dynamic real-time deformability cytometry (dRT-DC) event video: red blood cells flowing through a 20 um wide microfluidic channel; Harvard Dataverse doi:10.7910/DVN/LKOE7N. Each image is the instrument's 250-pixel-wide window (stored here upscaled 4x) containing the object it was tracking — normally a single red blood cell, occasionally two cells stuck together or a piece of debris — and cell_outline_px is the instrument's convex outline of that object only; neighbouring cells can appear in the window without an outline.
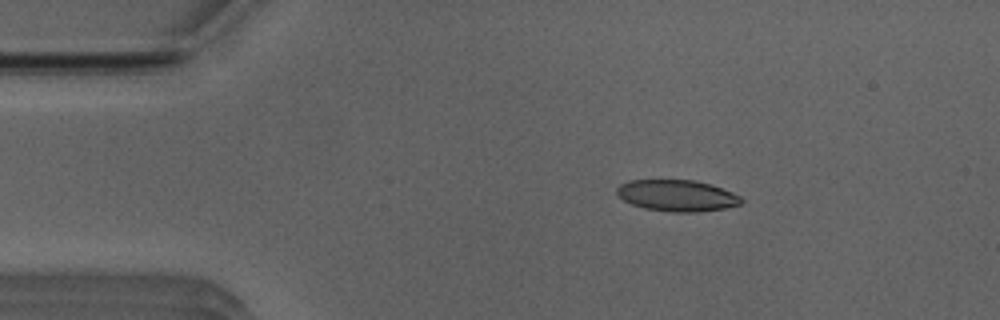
{"species": "Egyptian fruit bat (a non-hibernating species)", "species_latin": "Rousettus aegyptiacus", "temperature_condition": "room temperature", "stored_images_in_passage": 51, "camera_frame_rate_fps": 3000, "um_per_image_px": 0.085, "animal": {"sex": "male"}, "frame": {"image": 1, "passage_image": 8, "time_ms": 2.333, "image_size_px": [1000, 320], "cell_outline_px": [[744, 200], [740, 204], [724, 208], [696, 212], [672, 212], [644, 208], [632, 204], [624, 200], [616, 192], [616, 188], [620, 184], [628, 180], [692, 180], [708, 184], [732, 192], [740, 196]], "centroid_in_image_um": [57.52, 16.62], "position_along_channel_um": 27.5, "area_um2": 22.54}}
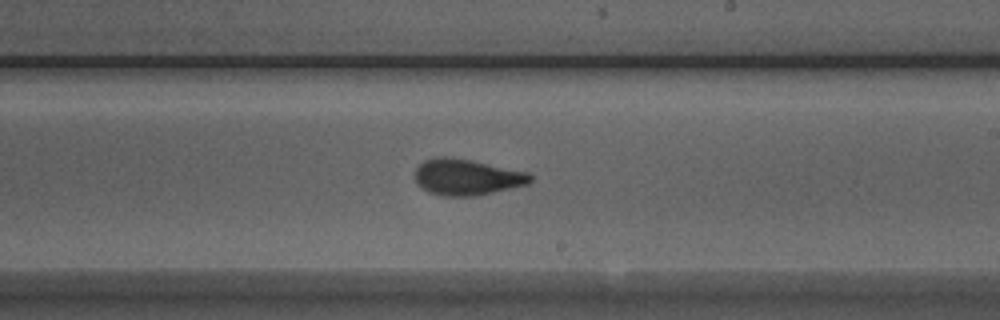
{"frame": {"image": 2, "passage_image": 29, "time_ms": 9.333, "image_size_px": [1000, 320], "cell_outline_px": [[532, 180], [528, 184], [476, 196], [440, 196], [428, 192], [416, 184], [416, 168], [424, 160], [436, 156], [444, 156], [472, 160], [528, 172], [532, 176]], "centroid_in_image_um": [39.66, 15.05], "position_along_channel_um": 249.3, "area_um2": 24.39}}
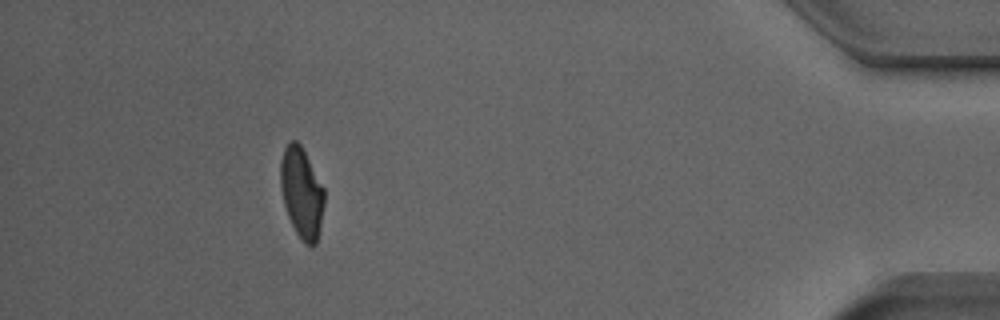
{"frame": {"image": 3, "passage_image": 46, "time_ms": 15.0, "image_size_px": [1000, 320], "cell_outline_px": [[324, 204], [316, 244], [312, 248], [304, 244], [296, 232], [288, 216], [284, 204], [280, 184], [280, 160], [284, 148], [288, 140], [296, 140], [300, 144], [324, 188]], "centroid_in_image_um": [25.62, 16.38], "position_along_channel_um": 409.6, "area_um2": 23.06}, "authors_computed_cell_mechanics": {"area_um2": 23.6402, "velocity_mm_per_s": 3.9406, "shape_relaxation_time_tau1_ms": 3.49, "shape_relaxation_time_tau2_ms": 1.3332, "deformation_change_tau1": 0.151, "deformation_change_tau2": 0.0769}}